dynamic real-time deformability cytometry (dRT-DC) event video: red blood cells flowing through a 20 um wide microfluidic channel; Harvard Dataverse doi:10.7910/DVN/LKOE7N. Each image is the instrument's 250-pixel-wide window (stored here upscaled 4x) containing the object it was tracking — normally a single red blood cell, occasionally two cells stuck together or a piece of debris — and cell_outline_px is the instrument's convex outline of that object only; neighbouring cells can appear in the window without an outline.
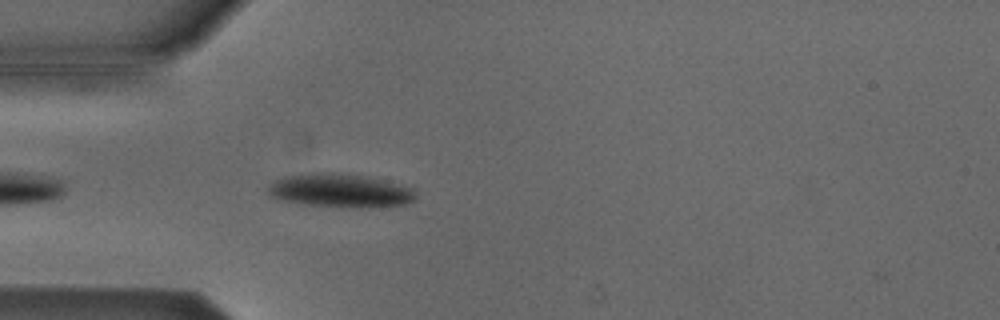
{"species": "Egyptian fruit bat (a non-hibernating species)", "species_latin": "Rousettus aegyptiacus", "temperature_condition": "cold", "stored_images_in_passage": 39, "camera_frame_rate_fps": 3000, "um_per_image_px": 0.085, "animal": {"sex": "male"}, "frame": {"image": 1, "passage_image": 3, "time_ms": 0.667, "image_size_px": [1000, 320], "cell_outline_px": [[416, 196], [412, 200], [404, 204], [368, 208], [352, 208], [304, 204], [276, 200], [264, 192], [268, 184], [284, 176], [320, 172], [332, 172], [360, 176], [384, 180], [400, 184], [412, 188]], "centroid_in_image_um": [28.82, 16.21], "position_along_channel_um": 56.2, "area_um2": 29.13}}
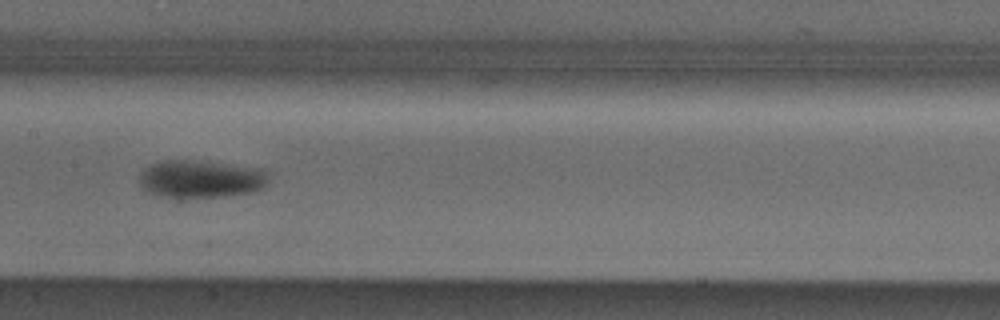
{"frame": {"image": 2, "passage_image": 14, "time_ms": 4.333, "image_size_px": [1000, 320], "cell_outline_px": [[272, 172], [268, 184], [264, 188], [252, 192], [176, 204], [156, 196], [148, 192], [140, 184], [140, 172], [152, 164], [164, 160], [188, 160], [264, 168]], "centroid_in_image_um": [17.08, 15.31], "position_along_channel_um": 190.3, "area_um2": 30.46}}
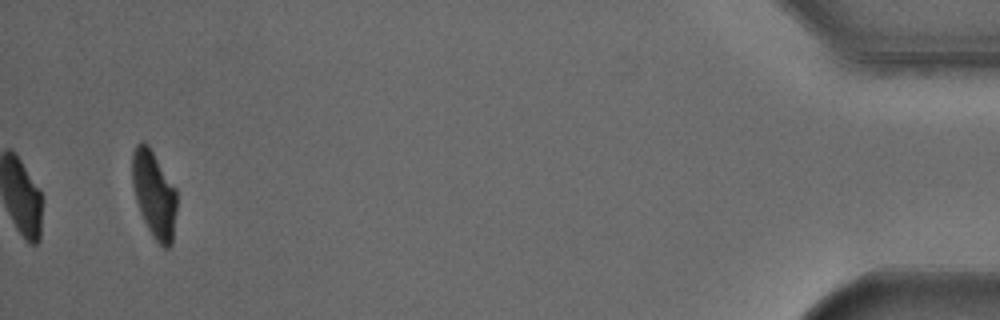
{"frame": {"image": 3, "passage_image": 39, "time_ms": 12.667, "image_size_px": [1000, 320], "cell_outline_px": [[176, 212], [172, 244], [168, 248], [164, 248], [152, 236], [140, 212], [136, 200], [132, 184], [132, 152], [136, 144], [140, 140], [144, 140], [148, 144], [176, 188]], "centroid_in_image_um": [13.09, 16.48], "position_along_channel_um": 422.1, "area_um2": 22.66}, "authors_computed_cell_mechanics": {"area_um2": 27.455, "velocity_mm_per_s": 3.8067, "shape_relaxation_time_tau1_ms": 2.0747, "shape_relaxation_time_tau2_ms": 4.5821, "deformation_change_tau1": 0.129, "deformation_change_tau2": 0.0755}}